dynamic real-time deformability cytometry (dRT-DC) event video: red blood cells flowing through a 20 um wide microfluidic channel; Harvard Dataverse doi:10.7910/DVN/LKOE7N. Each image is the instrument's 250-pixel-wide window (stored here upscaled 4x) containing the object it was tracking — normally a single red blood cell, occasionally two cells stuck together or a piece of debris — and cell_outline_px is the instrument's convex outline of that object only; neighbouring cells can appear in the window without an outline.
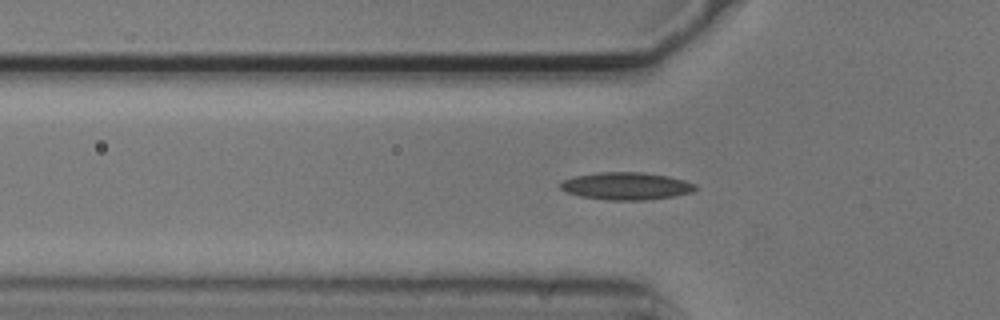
{"species": "common noctule bat (a hibernating species)", "species_latin": "Nyctalus noctula", "temperature_condition": "cold", "stored_images_in_passage": 4, "camera_frame_rate_fps": 3000, "um_per_image_px": 0.085, "animal": {"sex": "male", "body_mass_g": 20.5, "forearm_length_mm": 52.5}, "frame": {"image": 1, "passage_image": 4, "time_ms": 1.0, "image_size_px": [1000, 320], "cell_outline_px": [[696, 188], [692, 192], [672, 196], [644, 200], [608, 200], [580, 196], [568, 192], [560, 188], [560, 184], [564, 180], [576, 176], [596, 172], [644, 172], [668, 176], [684, 180], [696, 184]], "centroid_in_image_um": [53.24, 15.8], "position_along_channel_um": 72.6, "area_um2": 21.44}}